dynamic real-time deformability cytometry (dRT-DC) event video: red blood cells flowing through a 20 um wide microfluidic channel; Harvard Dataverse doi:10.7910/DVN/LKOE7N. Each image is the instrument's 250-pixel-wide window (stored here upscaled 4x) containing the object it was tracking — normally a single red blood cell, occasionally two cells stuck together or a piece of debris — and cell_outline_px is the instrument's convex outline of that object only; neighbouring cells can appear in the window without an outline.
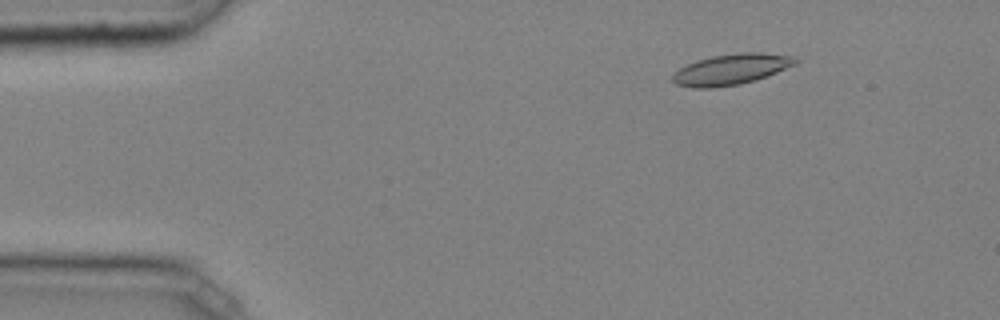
{"species": "common noctule bat (a hibernating species)", "species_latin": "Nyctalus noctula", "temperature_condition": "cold", "stored_images_in_passage": 43, "camera_frame_rate_fps": 3000, "um_per_image_px": 0.085, "animal": {"sex": "male", "body_mass_g": 20.4}, "frame": {"image": 1, "passage_image": 7, "time_ms": 2.0, "image_size_px": [1000, 320], "cell_outline_px": [[800, 60], [796, 64], [756, 80], [740, 84], [712, 88], [692, 88], [676, 84], [672, 80], [672, 76], [680, 68], [696, 60], [712, 56], [740, 52], [760, 52], [796, 56]], "centroid_in_image_um": [62.18, 5.89], "position_along_channel_um": 22.8, "area_um2": 22.08}}
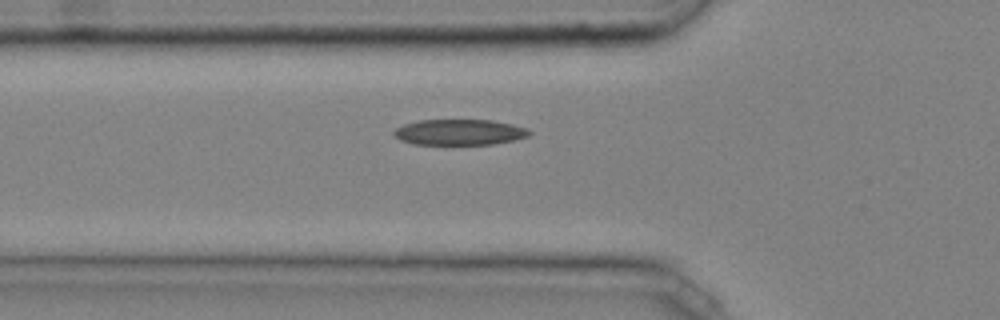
{"frame": {"image": 2, "passage_image": 17, "time_ms": 5.333, "image_size_px": [1000, 320], "cell_outline_px": [[532, 132], [528, 136], [512, 140], [492, 144], [412, 144], [400, 140], [392, 132], [396, 128], [404, 124], [420, 120], [492, 120], [512, 124], [528, 128]], "centroid_in_image_um": [39.05, 11.23], "position_along_channel_um": 86.7, "area_um2": 20.23}}
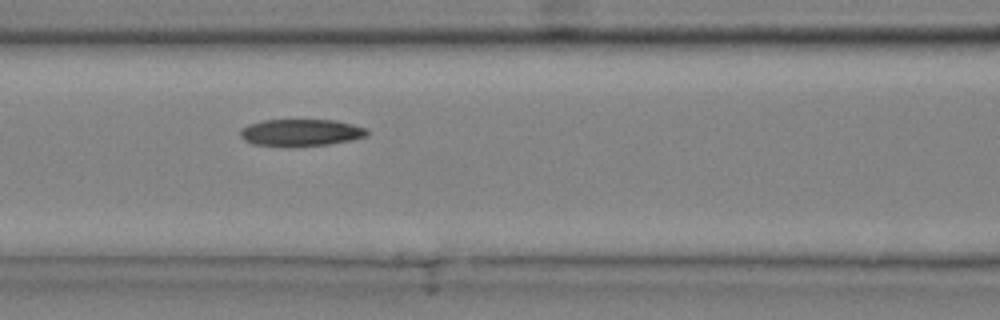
{"frame": {"image": 3, "passage_image": 21, "time_ms": 6.667, "image_size_px": [1000, 320], "cell_outline_px": [[368, 136], [352, 140], [328, 144], [288, 148], [252, 144], [244, 140], [240, 136], [240, 132], [248, 124], [264, 120], [336, 120], [352, 124], [364, 128], [368, 132]], "centroid_in_image_um": [25.55, 11.29], "position_along_channel_um": 141.0, "area_um2": 20.23}, "authors_computed_cell_mechanics": {"area_um2": 20.5768, "velocity_mm_per_s": 4.0419, "shape_relaxation_time_tau1_ms": 9.9975, "shape_relaxation_time_tau2_ms": 2.5248, "deformation_change_tau1": 0.2125, "deformation_change_tau2": 0.0826}}